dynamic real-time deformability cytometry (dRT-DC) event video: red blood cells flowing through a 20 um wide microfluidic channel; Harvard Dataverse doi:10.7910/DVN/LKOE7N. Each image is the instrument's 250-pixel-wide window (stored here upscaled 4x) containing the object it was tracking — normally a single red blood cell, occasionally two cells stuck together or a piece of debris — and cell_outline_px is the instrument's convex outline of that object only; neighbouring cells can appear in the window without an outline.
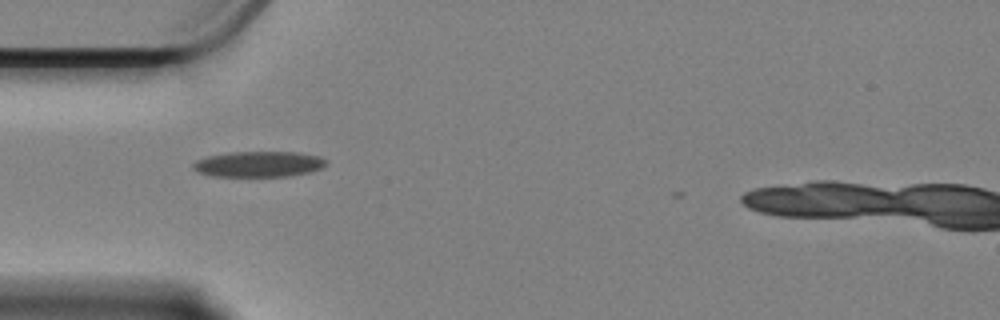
{"species": "Egyptian fruit bat (a non-hibernating species)", "species_latin": "Rousettus aegyptiacus", "temperature_condition": "cold", "stored_images_in_passage": 38, "camera_frame_rate_fps": 3000, "um_per_image_px": 0.085, "animal": {"sex": "female"}, "frame": {"image": 1, "passage_image": 2, "time_ms": 0.333, "image_size_px": [1000, 320], "cell_outline_px": [[324, 164], [320, 168], [308, 172], [288, 176], [212, 176], [200, 172], [192, 168], [192, 164], [196, 160], [208, 156], [228, 152], [296, 152], [320, 156], [324, 160]], "centroid_in_image_um": [21.93, 13.94], "position_along_channel_um": 63.1, "area_um2": 19.65}}
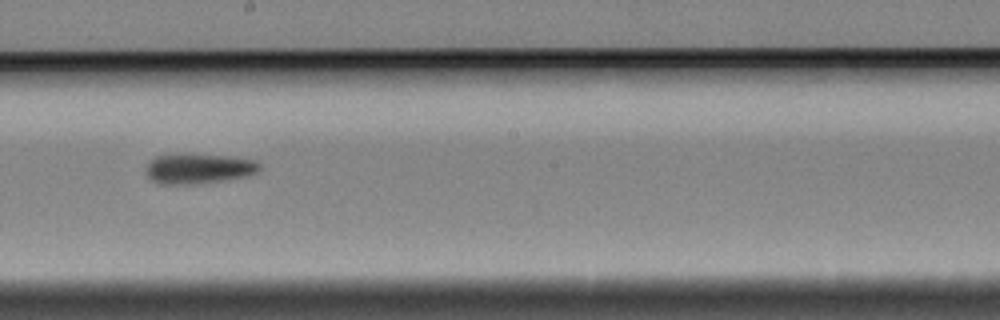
{"frame": {"image": 2, "passage_image": 17, "time_ms": 5.333, "image_size_px": [1000, 320], "cell_outline_px": [[260, 168], [256, 172], [244, 176], [192, 184], [160, 184], [152, 180], [148, 176], [148, 164], [156, 156], [228, 156], [256, 160], [260, 164]], "centroid_in_image_um": [16.91, 14.35], "position_along_channel_um": 231.3, "area_um2": 18.79}}
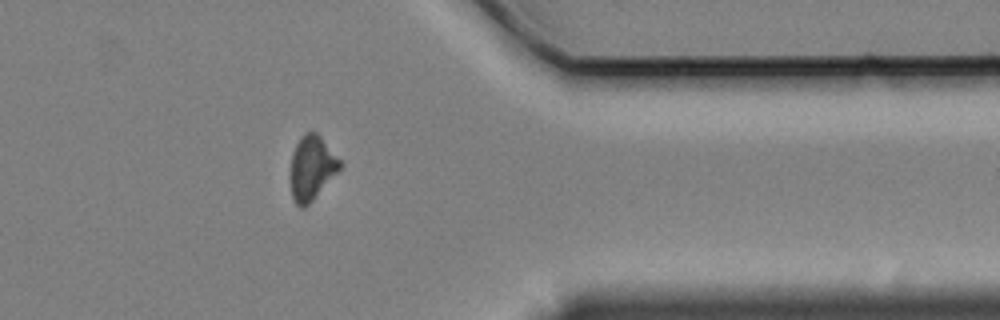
{"frame": {"image": 3, "passage_image": 32, "time_ms": 10.333, "image_size_px": [1000, 320], "cell_outline_px": [[344, 164], [312, 200], [304, 208], [300, 208], [296, 204], [292, 196], [292, 152], [300, 136], [304, 132], [316, 132], [320, 136]], "centroid_in_image_um": [26.51, 14.24], "position_along_channel_um": 384.9, "area_um2": 18.09}, "authors_computed_cell_mechanics": {"area_um2": 19.652, "velocity_mm_per_s": 3.3608, "shape_relaxation_time_tau1_ms": 8.7211, "shape_relaxation_time_tau2_ms": null, "deformation_change_tau1": 0.14, "deformation_change_tau2": null}}